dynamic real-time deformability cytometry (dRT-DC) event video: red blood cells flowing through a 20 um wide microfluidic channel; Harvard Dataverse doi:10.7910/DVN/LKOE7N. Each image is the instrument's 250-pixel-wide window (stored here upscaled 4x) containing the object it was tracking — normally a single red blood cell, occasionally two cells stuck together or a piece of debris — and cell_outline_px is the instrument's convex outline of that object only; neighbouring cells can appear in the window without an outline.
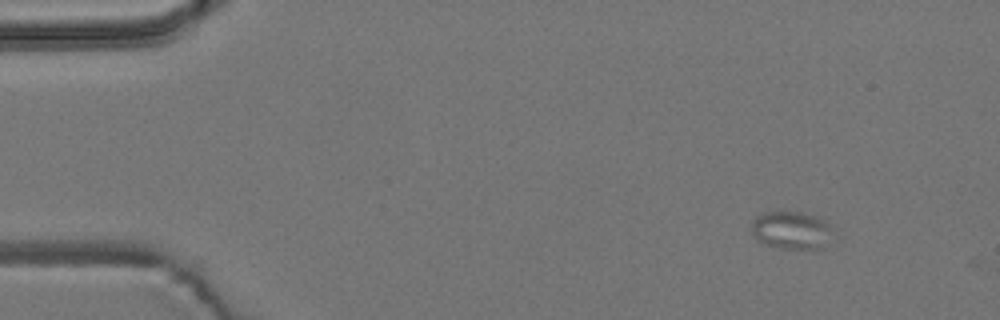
{"species": "common noctule bat (a hibernating species)", "species_latin": "Nyctalus noctula", "temperature_condition": "room temperature", "stored_images_in_passage": 2, "camera_frame_rate_fps": 3000, "um_per_image_px": 0.085, "animal": {"sex": "male", "body_mass_g": 19.2, "forearm_length_mm": 51.8}, "frame": {"image": 1, "passage_image": 1, "time_ms": 0.0, "image_size_px": [1000, 320], "cell_outline_px": [[828, 228], [820, 248], [780, 248], [764, 244], [756, 240], [752, 236], [752, 220], [756, 216], [764, 212], [800, 212], [816, 216], [824, 220], [828, 224]], "centroid_in_image_um": [67.1, 19.54], "position_along_channel_um": 17.9, "area_um2": 17.17}}